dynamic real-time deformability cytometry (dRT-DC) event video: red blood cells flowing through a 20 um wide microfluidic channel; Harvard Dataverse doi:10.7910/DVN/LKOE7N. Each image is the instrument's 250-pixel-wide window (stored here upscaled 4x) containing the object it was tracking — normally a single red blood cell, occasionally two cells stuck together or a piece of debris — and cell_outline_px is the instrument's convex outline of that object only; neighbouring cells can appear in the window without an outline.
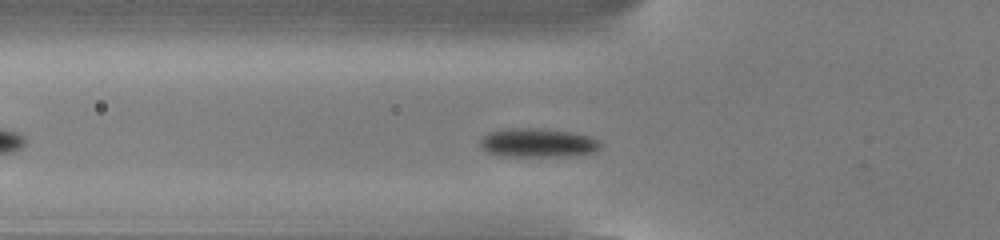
{"species": "common noctule bat (a hibernating species)", "species_latin": "Nyctalus noctula", "temperature_condition": "cold", "stored_images_in_passage": 19, "camera_frame_rate_fps": 3000, "um_per_image_px": 0.085, "animal": {"sex": "male", "body_mass_g": 13.0, "forearm_length_mm": 53.1}, "frame": {"image": 1, "passage_image": 10, "time_ms": 3.0, "image_size_px": [1000, 240], "cell_outline_px": [[600, 148], [592, 152], [556, 156], [500, 156], [488, 152], [480, 144], [480, 140], [488, 132], [508, 128], [544, 128], [572, 132], [588, 136], [596, 140], [600, 144]], "centroid_in_image_um": [45.65, 12.12], "position_along_channel_um": 80.1, "area_um2": 19.94}}
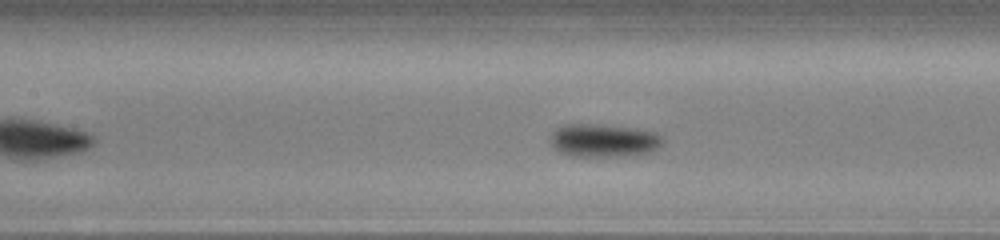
{"frame": {"image": 2, "passage_image": 16, "time_ms": 5.0, "image_size_px": [1000, 240], "cell_outline_px": [[664, 140], [660, 148], [652, 152], [628, 156], [568, 156], [560, 152], [552, 144], [552, 132], [556, 128], [564, 124], [596, 124], [632, 128], [656, 132]], "centroid_in_image_um": [51.35, 11.95], "position_along_channel_um": 156.1, "area_um2": 21.73}}
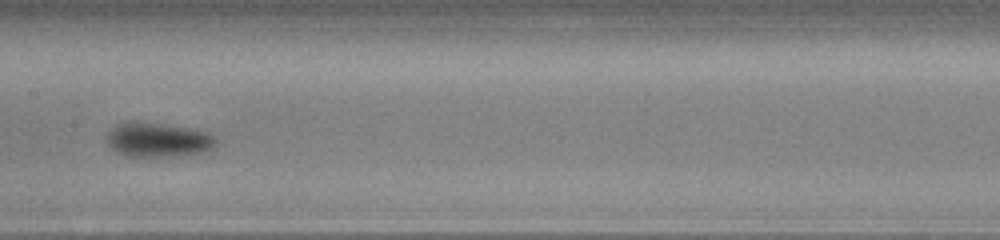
{"frame": {"image": 3, "passage_image": 19, "time_ms": 6.0, "image_size_px": [1000, 240], "cell_outline_px": [[220, 140], [212, 148], [200, 152], [176, 156], [128, 156], [116, 152], [108, 144], [108, 132], [116, 124], [124, 120], [132, 120], [188, 128], [208, 132], [216, 136]], "centroid_in_image_um": [13.43, 11.86], "position_along_channel_um": 194.0, "area_um2": 21.96}}